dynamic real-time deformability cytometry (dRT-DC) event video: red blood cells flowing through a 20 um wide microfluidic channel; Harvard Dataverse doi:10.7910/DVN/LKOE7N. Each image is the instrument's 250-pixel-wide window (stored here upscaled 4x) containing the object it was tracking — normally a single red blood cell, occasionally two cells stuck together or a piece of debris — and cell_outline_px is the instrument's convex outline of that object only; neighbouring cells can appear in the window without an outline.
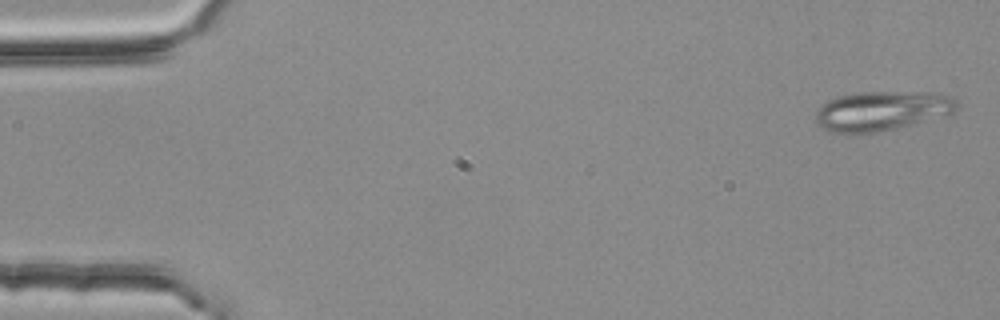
{"species": "common noctule bat (a hibernating species)", "species_latin": "Nyctalus noctula", "temperature_condition": "room temperature", "stored_images_in_passage": 3, "camera_frame_rate_fps": 3000, "um_per_image_px": 0.085, "animal": {"sex": "female", "body_mass_g": 25.1}, "frame": {"image": 1, "passage_image": 1, "time_ms": 0.0, "image_size_px": [1000, 320], "cell_outline_px": [[960, 108], [952, 112], [908, 124], [876, 132], [832, 132], [820, 128], [816, 124], [816, 112], [828, 100], [836, 96], [856, 92], [936, 92], [952, 96], [960, 104]], "centroid_in_image_um": [74.94, 9.38], "position_along_channel_um": 10.1, "area_um2": 32.08}}